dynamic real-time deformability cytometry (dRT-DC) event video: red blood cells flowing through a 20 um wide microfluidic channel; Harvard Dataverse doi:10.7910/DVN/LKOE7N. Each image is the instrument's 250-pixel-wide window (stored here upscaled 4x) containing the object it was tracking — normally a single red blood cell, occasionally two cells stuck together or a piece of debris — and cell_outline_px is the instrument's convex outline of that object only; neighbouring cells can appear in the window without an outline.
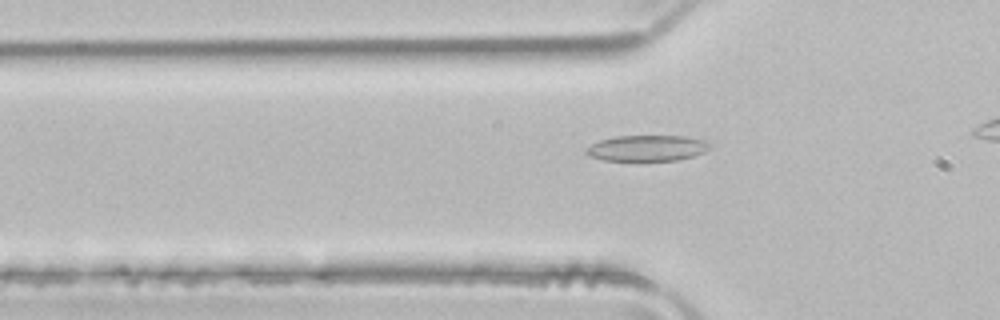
{"species": "common noctule bat (a hibernating species)", "species_latin": "Nyctalus noctula", "temperature_condition": "room temperature", "stored_images_in_passage": 33, "camera_frame_rate_fps": 3000, "um_per_image_px": 0.085, "animal": {"sex": "male", "body_mass_g": 21.5, "forearm_length_mm": 52.0}, "frame": {"image": 1, "passage_image": 8, "time_ms": 2.333, "image_size_px": [1000, 320], "cell_outline_px": [[712, 148], [704, 152], [692, 156], [676, 160], [604, 160], [588, 156], [584, 152], [584, 148], [600, 140], [616, 136], [684, 136], [704, 140], [712, 144]], "centroid_in_image_um": [54.99, 12.58], "position_along_channel_um": 70.8, "area_um2": 18.67}}
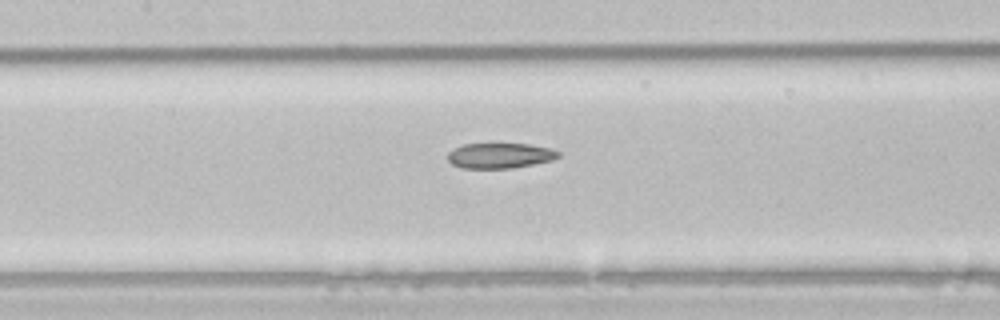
{"frame": {"image": 2, "passage_image": 15, "time_ms": 4.667, "image_size_px": [1000, 320], "cell_outline_px": [[560, 156], [552, 160], [512, 168], [460, 168], [452, 164], [448, 160], [448, 152], [464, 144], [496, 140], [528, 144], [552, 148], [560, 152]], "centroid_in_image_um": [42.49, 13.17], "position_along_channel_um": 164.9, "area_um2": 17.17}}
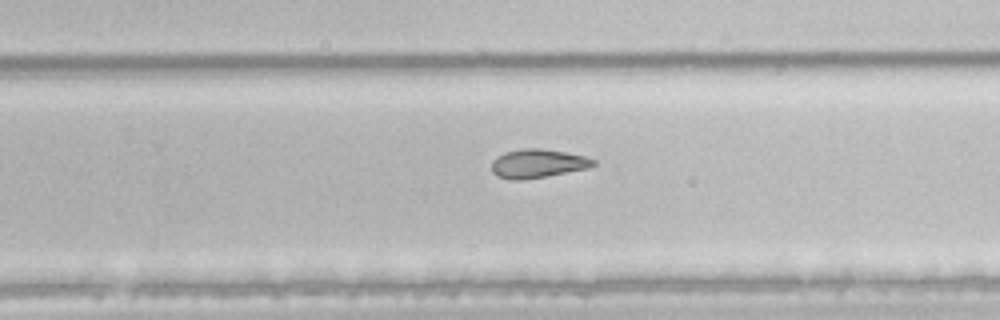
{"frame": {"image": 3, "passage_image": 24, "time_ms": 7.667, "image_size_px": [1000, 320], "cell_outline_px": [[596, 164], [588, 168], [544, 176], [520, 180], [512, 180], [496, 176], [492, 172], [492, 160], [496, 156], [504, 152], [524, 148], [540, 148], [564, 152], [584, 156], [596, 160]], "centroid_in_image_um": [45.66, 13.89], "position_along_channel_um": 284.1, "area_um2": 16.94}}